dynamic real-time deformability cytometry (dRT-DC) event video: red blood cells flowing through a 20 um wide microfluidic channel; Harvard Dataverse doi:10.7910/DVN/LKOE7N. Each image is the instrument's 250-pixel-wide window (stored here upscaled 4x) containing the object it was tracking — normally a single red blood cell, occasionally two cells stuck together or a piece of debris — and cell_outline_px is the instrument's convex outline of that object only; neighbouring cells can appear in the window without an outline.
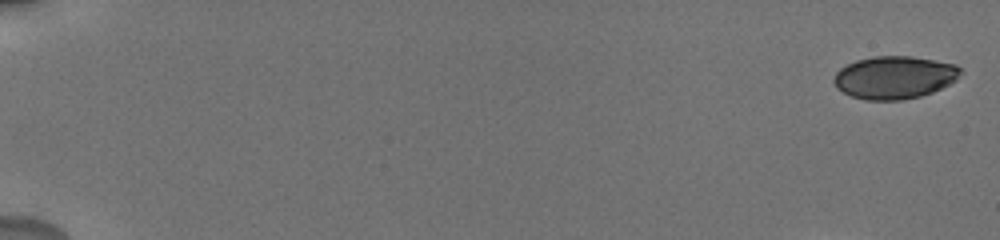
{"species": "human", "species_latin": "Homo sapiens", "temperature_condition": "cold", "stored_images_in_passage": 40, "camera_frame_rate_fps": 3000, "um_per_image_px": 0.085, "donor": {"sex": "male"}, "frame": {"image": 1, "passage_image": 1, "time_ms": 0.0, "image_size_px": [1000, 240], "cell_outline_px": [[964, 72], [956, 80], [932, 92], [920, 96], [904, 100], [868, 100], [852, 96], [836, 88], [832, 80], [836, 72], [840, 68], [856, 60], [872, 56], [912, 56], [956, 64]], "centroid_in_image_um": [76.03, 6.57], "position_along_channel_um": 9.0, "area_um2": 31.67}, "authors_computed_cell_mechanics": {"area_um2": 33.813, "velocity_mm_per_s": 3.7117, "shape_relaxation_time_tau1_ms": 5.3683, "shape_relaxation_time_tau2_ms": 1.4797, "deformation_change_tau1": 0.1259, "deformation_change_tau2": 0.0727}}